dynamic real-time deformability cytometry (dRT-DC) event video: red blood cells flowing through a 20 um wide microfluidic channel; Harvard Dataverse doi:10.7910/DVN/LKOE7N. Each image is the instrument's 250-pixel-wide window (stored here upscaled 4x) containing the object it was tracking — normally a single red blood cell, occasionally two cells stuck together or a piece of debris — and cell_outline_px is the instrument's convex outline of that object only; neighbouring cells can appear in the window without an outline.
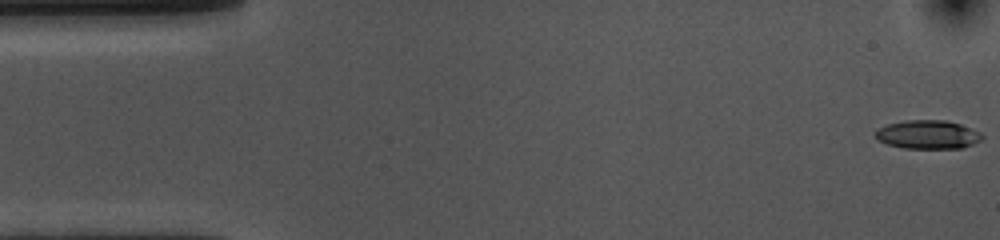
{"species": "common noctule bat (a hibernating species)", "species_latin": "Nyctalus noctula", "temperature_condition": "cold", "stored_images_in_passage": 55, "camera_frame_rate_fps": 3000, "um_per_image_px": 0.085, "animal": {"sex": "female", "body_mass_g": 10.0, "forearm_length_mm": 53.1}, "frame": {"image": 1, "passage_image": 1, "time_ms": 0.0, "image_size_px": [1000, 240], "cell_outline_px": [[984, 136], [980, 140], [972, 144], [960, 148], [904, 148], [888, 144], [876, 140], [876, 128], [888, 124], [904, 120], [944, 120], [960, 124], [972, 128], [980, 132]], "centroid_in_image_um": [78.85, 11.43], "position_along_channel_um": 6.2, "area_um2": 17.8}}
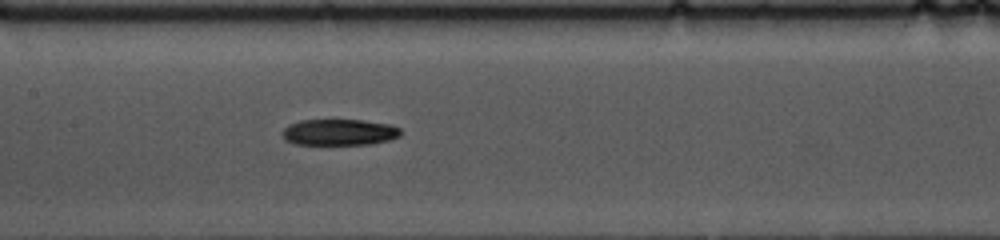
{"frame": {"image": 2, "passage_image": 25, "time_ms": 8.0, "image_size_px": [1000, 240], "cell_outline_px": [[400, 136], [388, 140], [372, 144], [296, 144], [284, 140], [280, 132], [288, 124], [300, 120], [364, 120], [388, 124], [400, 128]], "centroid_in_image_um": [28.79, 11.23], "position_along_channel_um": 178.6, "area_um2": 18.15}}
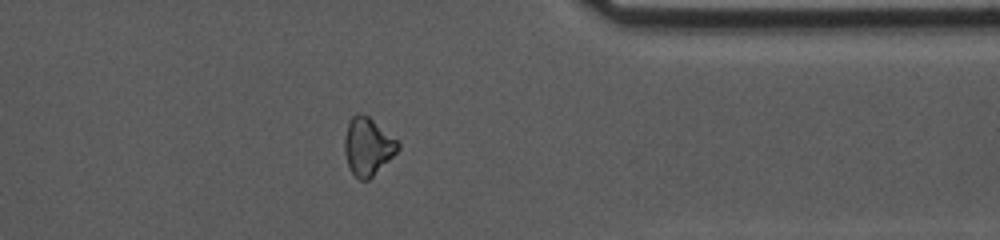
{"frame": {"image": 3, "passage_image": 43, "time_ms": 14.0, "image_size_px": [1000, 240], "cell_outline_px": [[400, 148], [368, 180], [360, 180], [348, 168], [344, 152], [344, 136], [348, 124], [352, 116], [356, 112], [360, 112], [368, 116], [400, 140]], "centroid_in_image_um": [31.26, 12.41], "position_along_channel_um": 380.1, "area_um2": 18.09}, "authors_computed_cell_mechanics": {"area_um2": 18.6116, "velocity_mm_per_s": 3.5983, "shape_relaxation_time_tau1_ms": 4.54, "shape_relaxation_time_tau2_ms": null, "deformation_change_tau1": 0.1265, "deformation_change_tau2": null}}